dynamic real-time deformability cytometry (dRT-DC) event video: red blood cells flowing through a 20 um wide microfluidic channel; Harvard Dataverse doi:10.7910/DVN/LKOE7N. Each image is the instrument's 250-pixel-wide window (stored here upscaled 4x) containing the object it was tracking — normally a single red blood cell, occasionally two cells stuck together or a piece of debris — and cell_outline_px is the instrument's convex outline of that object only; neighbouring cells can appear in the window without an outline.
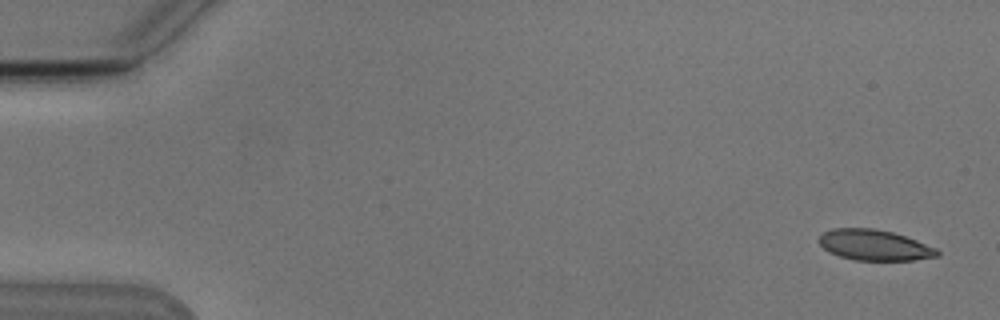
{"species": "Egyptian fruit bat (a non-hibernating species)", "species_latin": "Rousettus aegyptiacus", "temperature_condition": "cold", "stored_images_in_passage": 5, "camera_frame_rate_fps": 3000, "um_per_image_px": 0.085, "animal": {"sex": "male"}, "frame": {"image": 1, "passage_image": 5, "time_ms": 5.667, "image_size_px": [1000, 320], "cell_outline_px": [[940, 256], [912, 260], [856, 260], [840, 256], [828, 252], [820, 244], [820, 236], [824, 232], [832, 228], [872, 228], [892, 232], [916, 240], [936, 248], [940, 252]], "centroid_in_image_um": [74.33, 20.83], "position_along_channel_um": 10.7, "area_um2": 20.98}}